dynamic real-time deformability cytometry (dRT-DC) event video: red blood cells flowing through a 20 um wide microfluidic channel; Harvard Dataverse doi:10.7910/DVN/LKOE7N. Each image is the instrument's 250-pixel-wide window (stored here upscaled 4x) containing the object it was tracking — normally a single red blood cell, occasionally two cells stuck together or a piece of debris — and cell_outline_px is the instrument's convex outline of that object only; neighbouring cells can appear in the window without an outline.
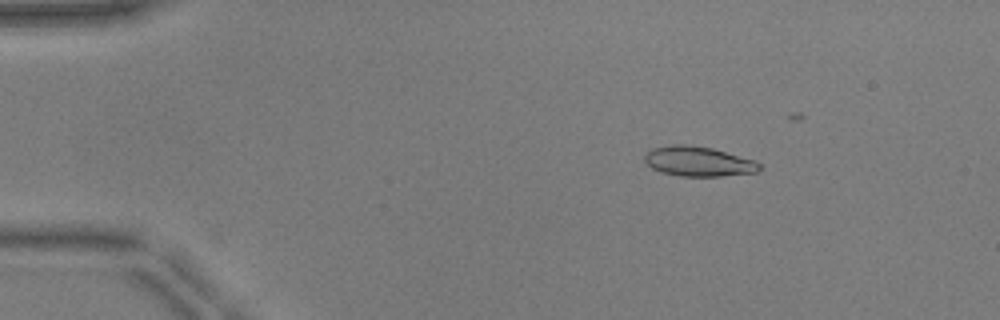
{"species": "common noctule bat (a hibernating species)", "species_latin": "Nyctalus noctula", "temperature_condition": "warm", "stored_images_in_passage": 43, "camera_frame_rate_fps": 3000, "um_per_image_px": 0.085, "animal": {"sex": "male", "body_mass_g": 17.9, "forearm_length_mm": 54.2}, "frame": {"image": 1, "passage_image": 9, "time_ms": 2.667, "image_size_px": [1000, 320], "cell_outline_px": [[760, 172], [720, 176], [680, 176], [660, 172], [652, 168], [644, 160], [644, 156], [652, 148], [672, 144], [684, 144], [712, 148], [756, 160], [760, 164]], "centroid_in_image_um": [59.38, 13.72], "position_along_channel_um": 25.6, "area_um2": 20.06}}
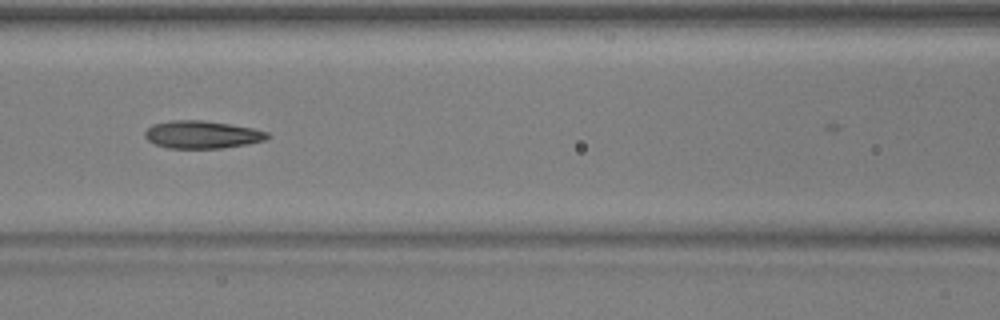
{"frame": {"image": 2, "passage_image": 24, "time_ms": 7.667, "image_size_px": [1000, 320], "cell_outline_px": [[272, 136], [264, 140], [248, 144], [220, 148], [168, 148], [156, 144], [148, 140], [144, 136], [144, 132], [152, 124], [172, 120], [200, 120], [228, 124], [252, 128], [268, 132]], "centroid_in_image_um": [17.17, 11.44], "position_along_channel_um": 149.4, "area_um2": 19.65}}
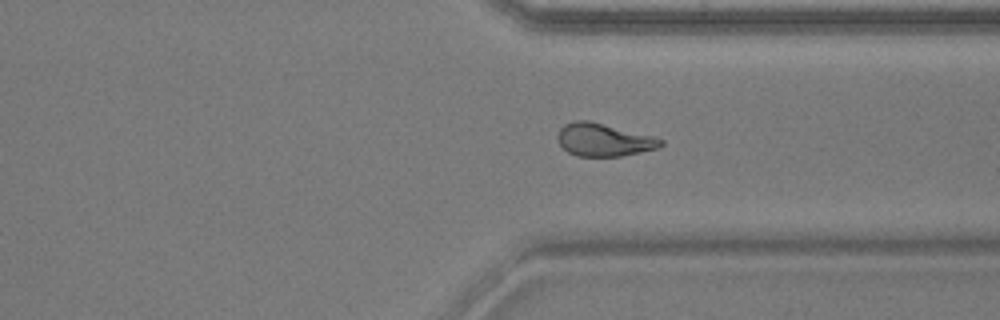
{"frame": {"image": 3, "passage_image": 40, "time_ms": 13.0, "image_size_px": [1000, 320], "cell_outline_px": [[664, 144], [656, 148], [620, 156], [576, 156], [568, 152], [556, 140], [556, 136], [560, 128], [564, 124], [576, 120], [588, 120], [652, 136], [664, 140]], "centroid_in_image_um": [51.26, 11.88], "position_along_channel_um": 360.1, "area_um2": 19.54}}